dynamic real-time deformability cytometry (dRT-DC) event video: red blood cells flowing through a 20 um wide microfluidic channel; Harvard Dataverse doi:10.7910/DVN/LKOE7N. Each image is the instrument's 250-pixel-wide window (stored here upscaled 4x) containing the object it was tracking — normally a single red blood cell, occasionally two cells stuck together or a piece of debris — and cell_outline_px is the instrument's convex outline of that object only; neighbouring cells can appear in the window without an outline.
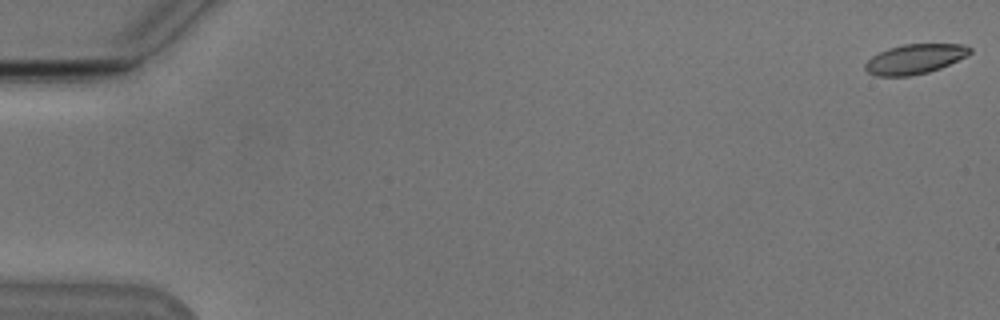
{"species": "Egyptian fruit bat (a non-hibernating species)", "species_latin": "Rousettus aegyptiacus", "temperature_condition": "cold", "stored_images_in_passage": 51, "camera_frame_rate_fps": 3000, "um_per_image_px": 0.085, "animal": {"sex": "male"}, "frame": {"image": 1, "passage_image": 1, "time_ms": 0.0, "image_size_px": [1000, 320], "cell_outline_px": [[972, 52], [968, 56], [940, 68], [928, 72], [908, 76], [876, 76], [868, 72], [864, 68], [864, 64], [872, 56], [888, 48], [904, 44], [964, 44], [972, 48]], "centroid_in_image_um": [77.78, 5.01], "position_along_channel_um": 7.2, "area_um2": 18.21}}
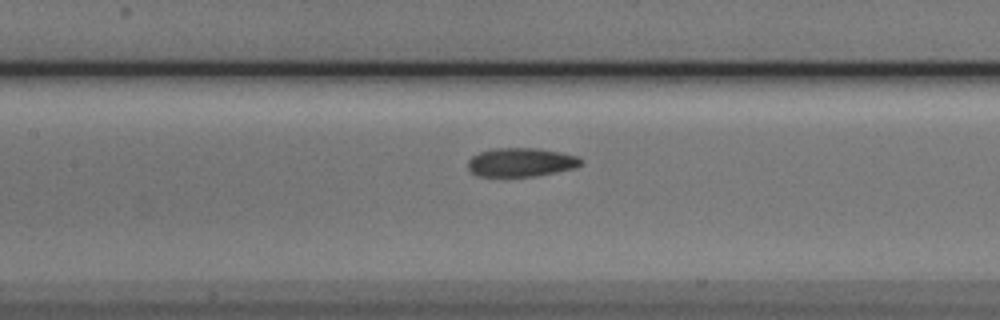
{"frame": {"image": 2, "passage_image": 26, "time_ms": 8.333, "image_size_px": [1000, 320], "cell_outline_px": [[584, 160], [576, 168], [556, 172], [532, 176], [480, 176], [472, 172], [468, 168], [468, 160], [472, 156], [480, 152], [496, 148], [540, 148], [560, 152], [576, 156]], "centroid_in_image_um": [44.3, 13.78], "position_along_channel_um": 163.1, "area_um2": 18.84}}
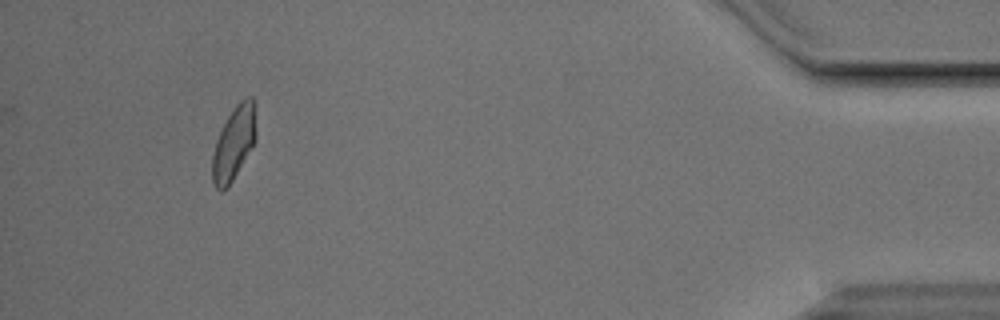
{"frame": {"image": 3, "passage_image": 51, "time_ms": 16.667, "image_size_px": [1000, 320], "cell_outline_px": [[256, 140], [232, 180], [220, 192], [216, 188], [212, 180], [212, 156], [216, 140], [228, 116], [236, 104], [244, 96], [252, 96], [256, 132]], "centroid_in_image_um": [19.87, 12.15], "position_along_channel_um": 415.3, "area_um2": 18.32}, "authors_computed_cell_mechanics": {"area_um2": 19.074, "velocity_mm_per_s": 3.8134, "shape_relaxation_time_tau1_ms": 4.1567, "shape_relaxation_time_tau2_ms": 1.5071, "deformation_change_tau1": 0.1412, "deformation_change_tau2": 0.0698}}